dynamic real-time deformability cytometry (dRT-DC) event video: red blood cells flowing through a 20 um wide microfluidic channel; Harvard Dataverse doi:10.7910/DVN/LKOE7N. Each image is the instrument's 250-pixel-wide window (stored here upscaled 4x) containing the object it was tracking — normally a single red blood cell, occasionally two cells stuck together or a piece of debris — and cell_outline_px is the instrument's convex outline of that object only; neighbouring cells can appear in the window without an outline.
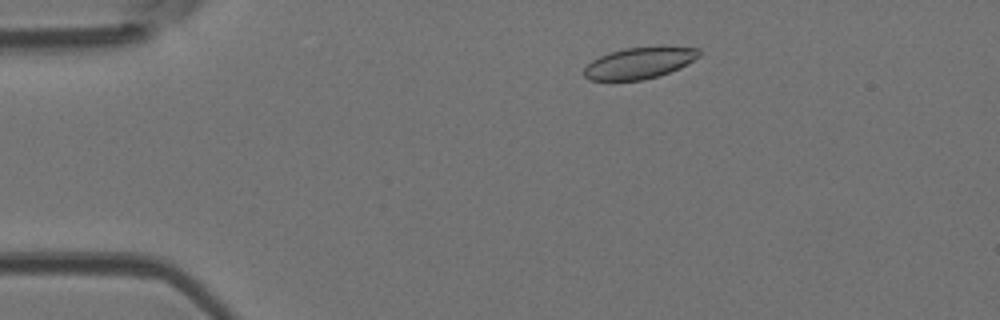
{"species": "Egyptian fruit bat (a non-hibernating species)", "species_latin": "Rousettus aegyptiacus", "temperature_condition": "room temperature", "stored_images_in_passage": 46, "camera_frame_rate_fps": 3000, "um_per_image_px": 0.085, "animal": {"sex": "female"}, "frame": {"image": 1, "passage_image": 6, "time_ms": 1.667, "image_size_px": [1000, 320], "cell_outline_px": [[700, 56], [680, 68], [656, 76], [640, 80], [588, 80], [584, 76], [584, 68], [592, 60], [608, 52], [624, 48], [700, 48]], "centroid_in_image_um": [54.29, 5.37], "position_along_channel_um": 30.7, "area_um2": 20.46}}
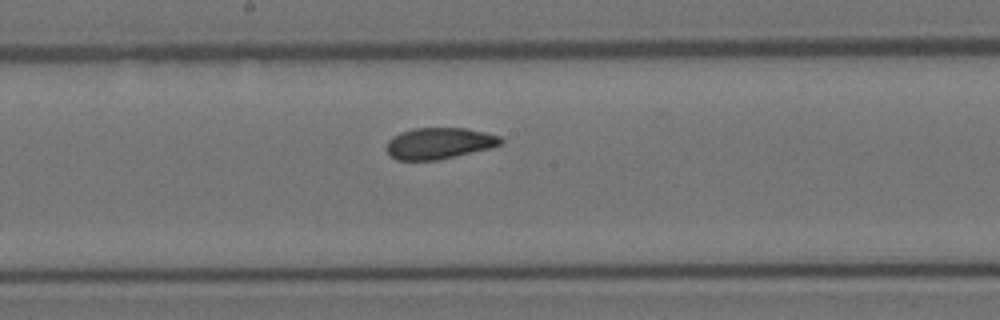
{"frame": {"image": 2, "passage_image": 23, "time_ms": 7.333, "image_size_px": [1000, 320], "cell_outline_px": [[504, 140], [500, 144], [488, 148], [456, 156], [436, 160], [396, 160], [384, 148], [388, 140], [392, 136], [400, 132], [416, 128], [468, 128], [500, 136]], "centroid_in_image_um": [37.29, 12.17], "position_along_channel_um": 210.9, "area_um2": 20.81}}
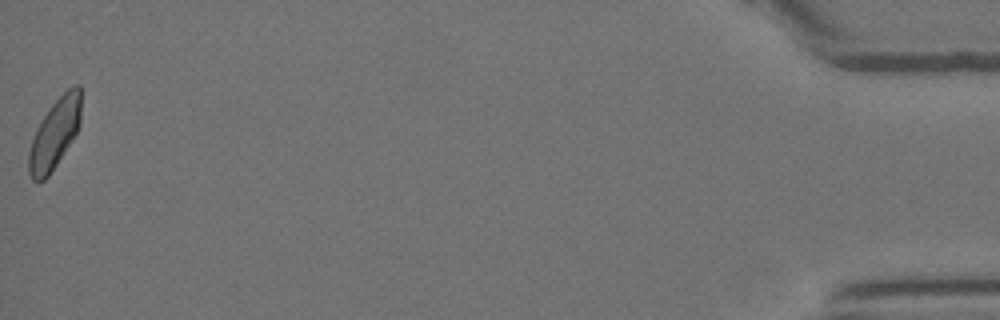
{"frame": {"image": 3, "passage_image": 46, "time_ms": 15.0, "image_size_px": [1000, 320], "cell_outline_px": [[80, 124], [76, 132], [56, 164], [48, 176], [44, 180], [32, 180], [28, 172], [28, 152], [36, 128], [52, 104], [68, 88], [76, 84], [80, 84]], "centroid_in_image_um": [4.63, 11.36], "position_along_channel_um": 430.6, "area_um2": 20.75}, "authors_computed_cell_mechanics": {"area_um2": 21.5016, "velocity_mm_per_s": 4.1279, "shape_relaxation_time_tau1_ms": 3.5133, "shape_relaxation_time_tau2_ms": 1.2316, "deformation_change_tau1": 0.1206, "deformation_change_tau2": 0.0422}}